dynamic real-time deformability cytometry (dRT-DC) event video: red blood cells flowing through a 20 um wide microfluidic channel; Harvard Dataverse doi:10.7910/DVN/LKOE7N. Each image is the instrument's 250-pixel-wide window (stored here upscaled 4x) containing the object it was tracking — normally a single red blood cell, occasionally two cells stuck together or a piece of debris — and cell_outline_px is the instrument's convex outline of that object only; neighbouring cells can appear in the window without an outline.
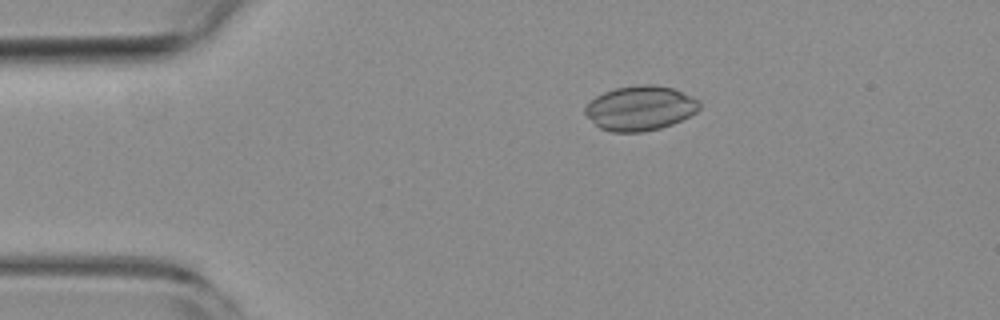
{"species": "common noctule bat (a hibernating species)", "species_latin": "Nyctalus noctula", "temperature_condition": "room temperature", "stored_images_in_passage": 40, "camera_frame_rate_fps": 3000, "um_per_image_px": 0.085, "animal": {"sex": "female", "body_mass_g": 19.3, "forearm_length_mm": 54.1}, "frame": {"image": 1, "passage_image": 3, "time_ms": 0.667, "image_size_px": [1000, 320], "cell_outline_px": [[700, 108], [696, 112], [672, 124], [660, 128], [644, 132], [612, 132], [600, 128], [584, 112], [584, 108], [596, 96], [604, 92], [616, 88], [636, 84], [656, 84], [672, 88], [692, 96], [700, 100]], "centroid_in_image_um": [54.43, 9.18], "position_along_channel_um": 30.6, "area_um2": 29.71}}
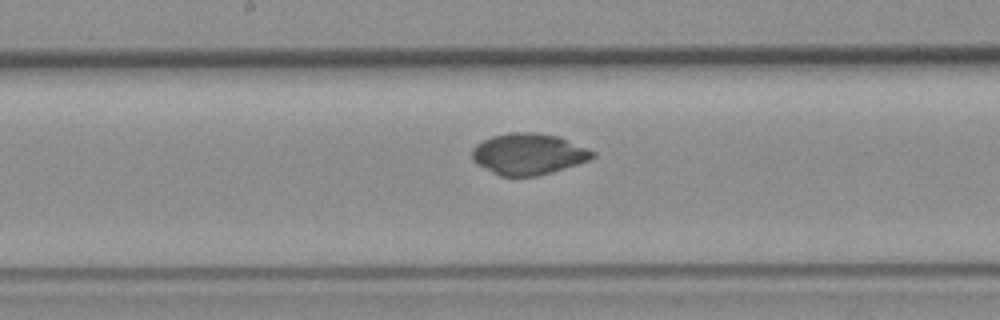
{"frame": {"image": 2, "passage_image": 21, "time_ms": 6.667, "image_size_px": [1000, 320], "cell_outline_px": [[596, 156], [588, 160], [552, 172], [536, 176], [500, 176], [476, 164], [472, 160], [472, 148], [476, 144], [492, 136], [512, 132], [536, 132], [560, 136], [596, 152]], "centroid_in_image_um": [44.91, 13.08], "position_along_channel_um": 203.3, "area_um2": 29.02}}
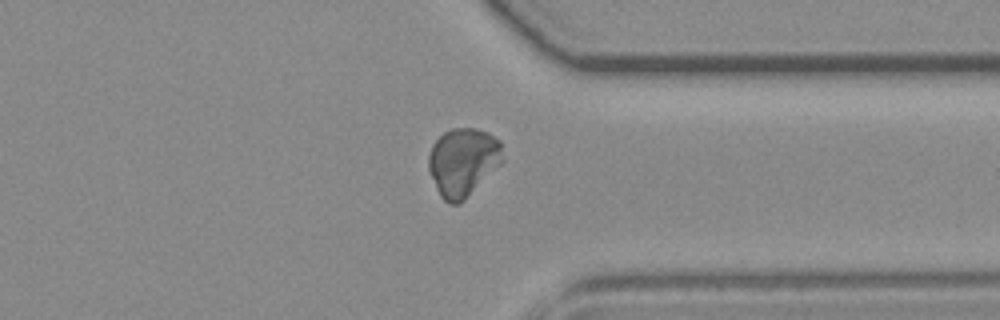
{"frame": {"image": 3, "passage_image": 35, "time_ms": 11.333, "image_size_px": [1000, 320], "cell_outline_px": [[504, 160], [460, 204], [448, 204], [440, 196], [436, 188], [428, 168], [428, 156], [432, 144], [444, 132], [452, 128], [476, 128], [488, 132], [500, 140]], "centroid_in_image_um": [39.35, 13.76], "position_along_channel_um": 372.1, "area_um2": 29.54}, "authors_computed_cell_mechanics": {"area_um2": 29.3046, "velocity_mm_per_s": 3.69, "shape_relaxation_time_tau1_ms": null, "shape_relaxation_time_tau2_ms": 1.0526, "deformation_change_tau1": null, "deformation_change_tau2": 0.0208}}